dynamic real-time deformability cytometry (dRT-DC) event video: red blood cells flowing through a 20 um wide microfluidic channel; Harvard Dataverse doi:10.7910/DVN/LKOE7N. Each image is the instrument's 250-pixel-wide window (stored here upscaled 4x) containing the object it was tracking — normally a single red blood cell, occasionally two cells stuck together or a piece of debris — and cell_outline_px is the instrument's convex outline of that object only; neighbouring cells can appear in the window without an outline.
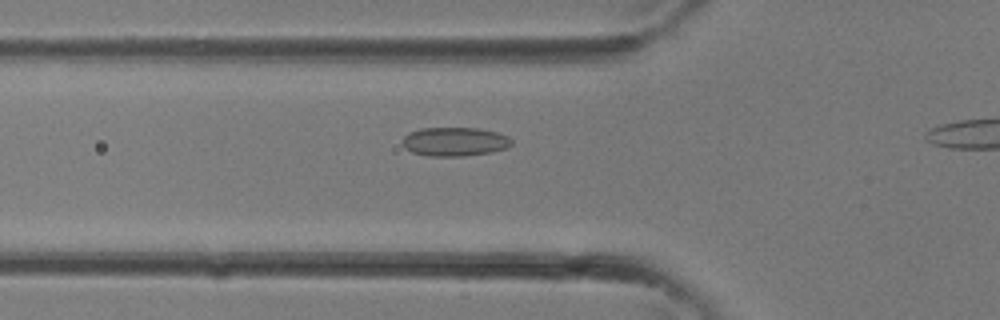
{"species": "common noctule bat (a hibernating species)", "species_latin": "Nyctalus noctula", "temperature_condition": "room temperature", "stored_images_in_passage": 23, "camera_frame_rate_fps": 3000, "um_per_image_px": 0.085, "animal": {"sex": "female"}, "frame": {"image": 1, "passage_image": 7, "time_ms": 2.0, "image_size_px": [1000, 320], "cell_outline_px": [[512, 144], [504, 148], [492, 152], [464, 156], [428, 156], [412, 152], [404, 148], [404, 136], [408, 132], [420, 128], [476, 128], [496, 132], [508, 136], [512, 140]], "centroid_in_image_um": [38.63, 12.04], "position_along_channel_um": 87.2, "area_um2": 18.32}}
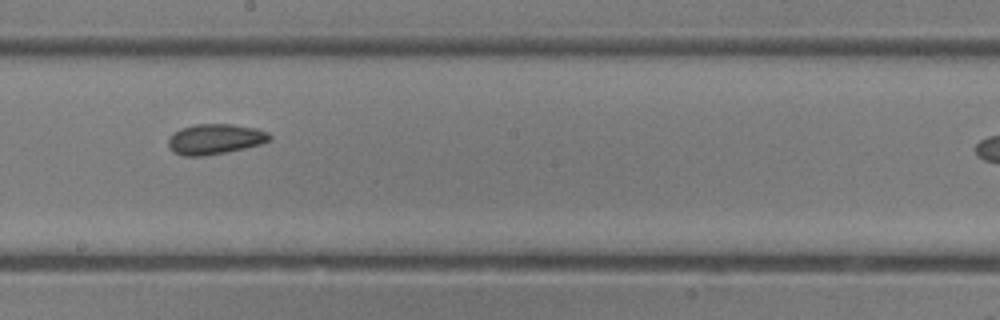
{"frame": {"image": 2, "passage_image": 14, "time_ms": 4.333, "image_size_px": [1000, 320], "cell_outline_px": [[272, 140], [260, 144], [244, 148], [204, 156], [184, 156], [172, 152], [168, 148], [168, 136], [172, 132], [180, 128], [196, 124], [232, 124], [256, 128], [268, 132], [272, 136]], "centroid_in_image_um": [18.24, 11.82], "position_along_channel_um": 230.0, "area_um2": 18.15}}
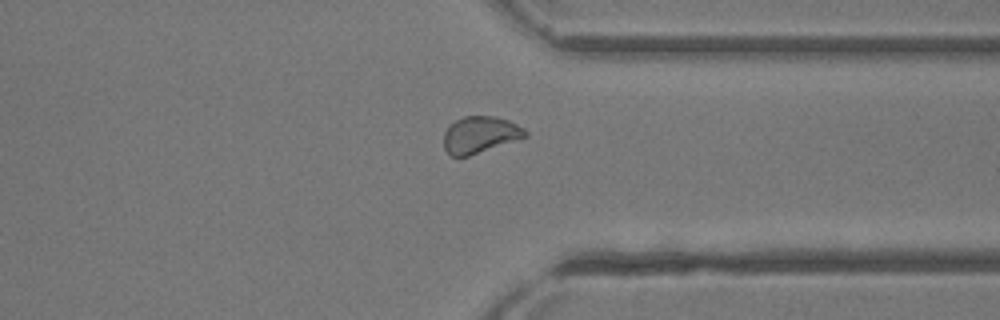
{"frame": {"image": 3, "passage_image": 21, "time_ms": 6.667, "image_size_px": [1000, 320], "cell_outline_px": [[528, 136], [468, 156], [452, 156], [444, 148], [444, 132], [456, 120], [464, 116], [492, 116], [508, 120], [524, 128], [528, 132]], "centroid_in_image_um": [40.82, 11.45], "position_along_channel_um": 370.6, "area_um2": 17.17}}